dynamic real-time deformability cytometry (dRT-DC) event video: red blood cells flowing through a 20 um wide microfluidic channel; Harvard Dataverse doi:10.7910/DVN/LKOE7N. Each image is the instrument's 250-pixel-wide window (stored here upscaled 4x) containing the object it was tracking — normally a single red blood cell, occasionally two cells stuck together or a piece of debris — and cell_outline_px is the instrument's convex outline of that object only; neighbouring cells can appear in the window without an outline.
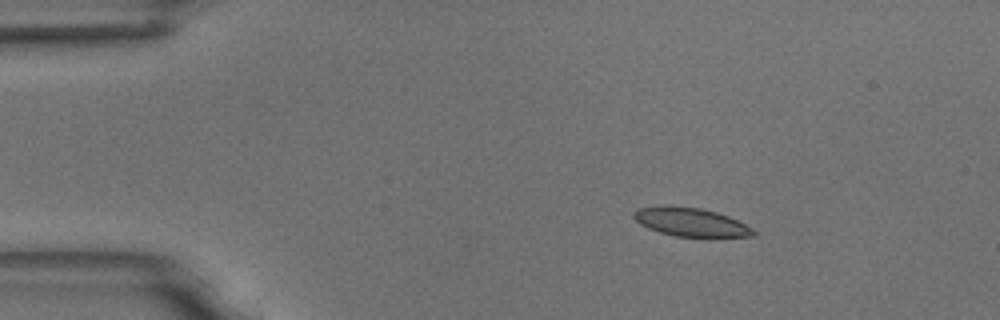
{"species": "common noctule bat (a hibernating species)", "species_latin": "Nyctalus noctula", "temperature_condition": "room temperature", "stored_images_in_passage": 3, "camera_frame_rate_fps": 3000, "um_per_image_px": 0.085, "animal": {"sex": "male", "body_mass_g": 18.8}, "frame": {"image": 1, "passage_image": 1, "time_ms": 0.0, "image_size_px": [1000, 320], "cell_outline_px": [[756, 236], [676, 236], [660, 232], [648, 228], [640, 224], [632, 216], [632, 212], [636, 208], [664, 204], [700, 208], [716, 212], [728, 216], [752, 228], [756, 232]], "centroid_in_image_um": [58.63, 18.84], "position_along_channel_um": 26.4, "area_um2": 19.88}}